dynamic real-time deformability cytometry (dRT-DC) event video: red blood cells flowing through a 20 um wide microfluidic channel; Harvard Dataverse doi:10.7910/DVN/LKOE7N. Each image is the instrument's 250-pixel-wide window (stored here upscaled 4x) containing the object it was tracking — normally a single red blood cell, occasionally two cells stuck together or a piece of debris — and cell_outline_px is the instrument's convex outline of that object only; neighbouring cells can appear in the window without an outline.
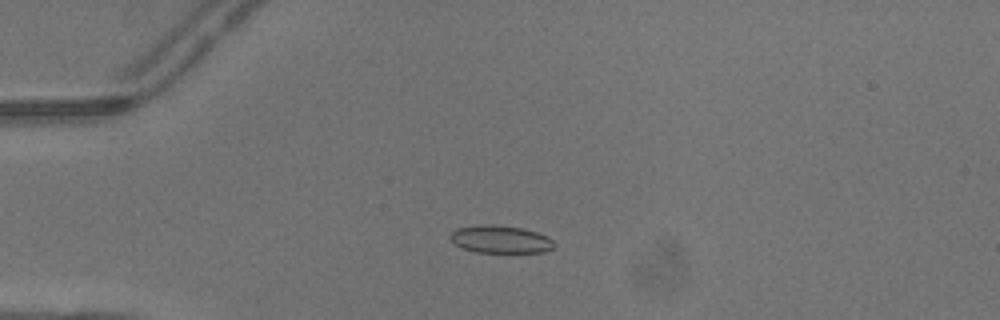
{"species": "common noctule bat (a hibernating species)", "species_latin": "Nyctalus noctula", "temperature_condition": "warm", "stored_images_in_passage": 5, "camera_frame_rate_fps": 3000, "um_per_image_px": 0.085, "animal": {"sex": "male", "body_mass_g": 13.3}, "frame": {"image": 1, "passage_image": 3, "time_ms": 0.667, "image_size_px": [1000, 320], "cell_outline_px": [[556, 244], [552, 248], [544, 252], [476, 252], [464, 248], [456, 244], [448, 236], [456, 228], [484, 224], [492, 224], [524, 228], [548, 236]], "centroid_in_image_um": [42.56, 20.33], "position_along_channel_um": 42.4, "area_um2": 16.7}}